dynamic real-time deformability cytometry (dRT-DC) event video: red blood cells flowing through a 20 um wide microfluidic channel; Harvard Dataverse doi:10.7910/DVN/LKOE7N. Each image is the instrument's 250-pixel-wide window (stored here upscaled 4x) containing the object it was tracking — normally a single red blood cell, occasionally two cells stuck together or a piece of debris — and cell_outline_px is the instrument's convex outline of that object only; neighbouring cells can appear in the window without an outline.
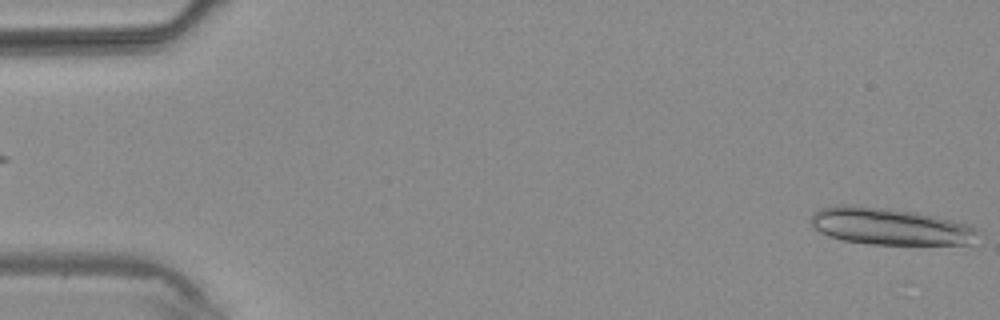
{"species": "common noctule bat (a hibernating species)", "species_latin": "Nyctalus noctula", "temperature_condition": "warm", "stored_images_in_passage": 2, "camera_frame_rate_fps": 3000, "um_per_image_px": 0.085, "animal": {"sex": "male", "body_mass_g": 20.4}, "frame": {"image": 1, "passage_image": 2, "time_ms": 1.0, "image_size_px": [1000, 320], "cell_outline_px": [[980, 232], [968, 244], [872, 244], [844, 240], [828, 236], [812, 228], [812, 216], [820, 208], [840, 204], [884, 208], [916, 212], [936, 216], [972, 224]], "centroid_in_image_um": [75.66, 19.24], "position_along_channel_um": 9.3, "area_um2": 35.78}}